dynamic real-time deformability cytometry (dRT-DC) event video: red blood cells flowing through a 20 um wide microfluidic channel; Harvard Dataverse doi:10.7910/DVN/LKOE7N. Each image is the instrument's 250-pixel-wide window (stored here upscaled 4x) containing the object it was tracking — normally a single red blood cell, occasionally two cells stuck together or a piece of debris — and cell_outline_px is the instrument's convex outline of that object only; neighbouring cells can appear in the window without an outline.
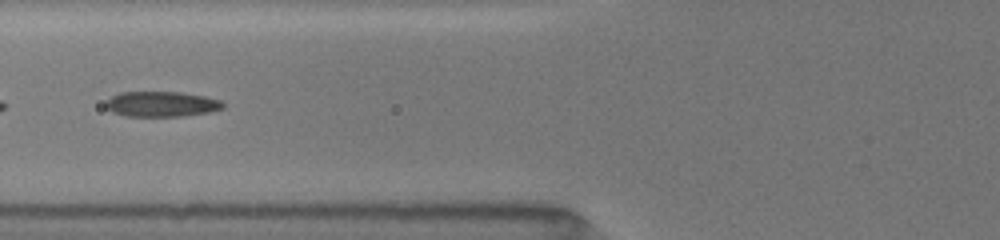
{"species": "common noctule bat (a hibernating species)", "species_latin": "Nyctalus noctula", "temperature_condition": "room temperature", "stored_images_in_passage": 34, "segment_of_instrument_passage": [2, 2], "camera_frame_rate_fps": 3000, "um_per_image_px": 0.085, "animal": {"sex": "female", "body_mass_g": 19.5, "forearm_length_mm": 54.1}, "frame": {"image": 1, "passage_image": 11, "time_ms": 2.333, "image_size_px": [1000, 240], "cell_outline_px": [[224, 108], [208, 112], [180, 116], [124, 116], [112, 112], [104, 104], [112, 96], [120, 92], [180, 92], [204, 96], [220, 100], [224, 104]], "centroid_in_image_um": [13.71, 8.84], "position_along_channel_um": 112.1, "area_um2": 17.17}}
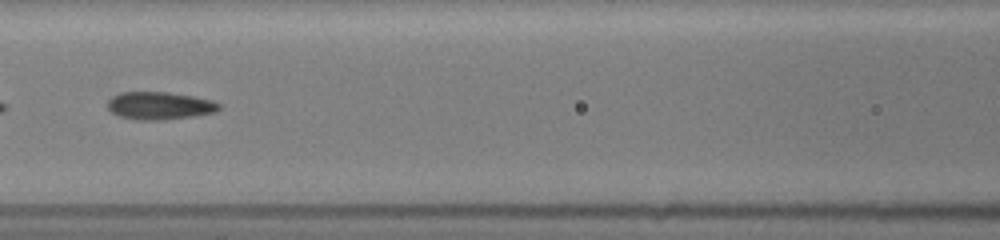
{"frame": {"image": 2, "passage_image": 15, "time_ms": 3.333, "image_size_px": [1000, 240], "cell_outline_px": [[220, 108], [216, 112], [192, 116], [164, 120], [136, 120], [120, 116], [112, 112], [108, 108], [108, 100], [112, 96], [120, 92], [168, 92], [192, 96], [212, 100], [220, 104]], "centroid_in_image_um": [13.56, 8.98], "position_along_channel_um": 153.0, "area_um2": 17.98}}
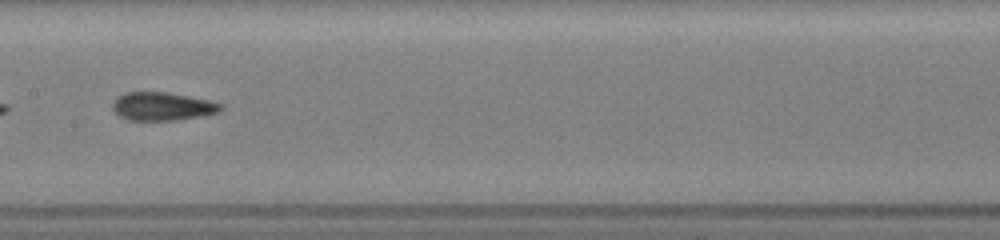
{"frame": {"image": 3, "passage_image": 20, "time_ms": 4.333, "image_size_px": [1000, 240], "cell_outline_px": [[224, 108], [220, 112], [200, 116], [176, 120], [128, 120], [120, 116], [112, 108], [112, 104], [124, 92], [164, 92], [188, 96], [208, 100], [224, 104]], "centroid_in_image_um": [13.84, 9.04], "position_along_channel_um": 193.6, "area_um2": 17.69}}